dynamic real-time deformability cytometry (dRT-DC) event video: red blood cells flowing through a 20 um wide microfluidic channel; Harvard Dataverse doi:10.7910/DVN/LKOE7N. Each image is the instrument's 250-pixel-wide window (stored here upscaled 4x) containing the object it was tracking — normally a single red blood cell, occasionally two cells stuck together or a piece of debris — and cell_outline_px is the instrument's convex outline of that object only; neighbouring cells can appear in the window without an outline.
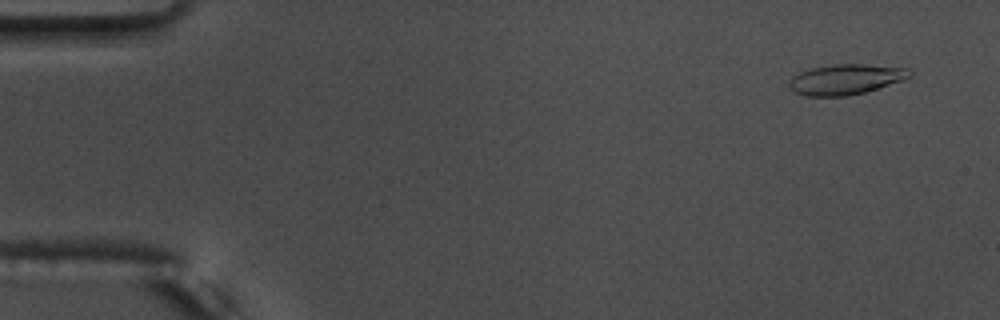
{"species": "common noctule bat (a hibernating species)", "species_latin": "Nyctalus noctula", "temperature_condition": "warm", "stored_images_in_passage": 53, "camera_frame_rate_fps": 3000, "um_per_image_px": 0.085, "animal": {"sex": "male", "body_mass_g": 17.5, "forearm_length_mm": 52.3}, "frame": {"image": 1, "passage_image": 2, "time_ms": 0.333, "image_size_px": [1000, 320], "cell_outline_px": [[912, 76], [904, 80], [868, 92], [848, 96], [804, 96], [788, 88], [788, 84], [792, 76], [808, 68], [832, 64], [864, 64], [908, 68], [912, 72]], "centroid_in_image_um": [71.89, 6.75], "position_along_channel_um": 13.1, "area_um2": 21.73}}
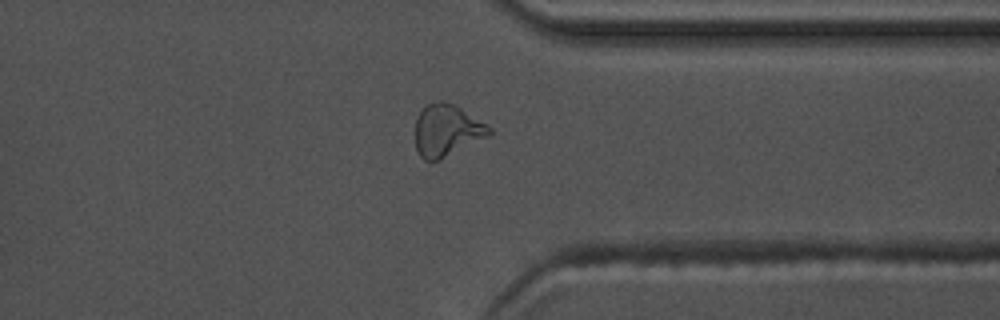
{"frame": {"image": 2, "passage_image": 41, "time_ms": 13.333, "image_size_px": [1000, 320], "cell_outline_px": [[492, 136], [436, 160], [424, 160], [420, 156], [416, 148], [416, 120], [420, 112], [428, 104], [436, 100], [444, 100], [460, 108], [488, 124], [492, 128]], "centroid_in_image_um": [38.02, 11.07], "position_along_channel_um": 373.4, "area_um2": 22.31}}
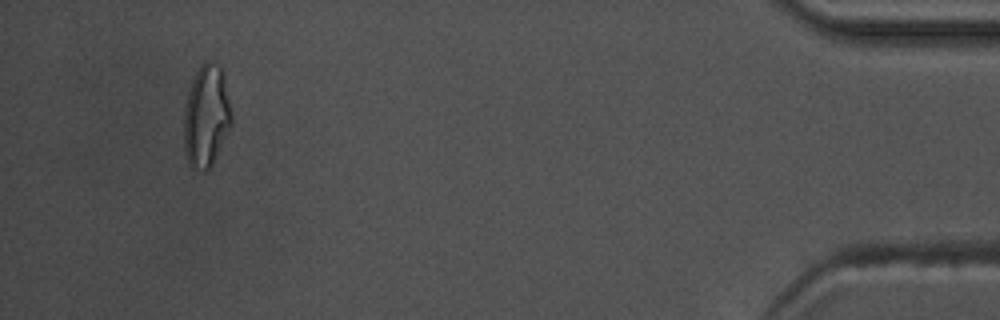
{"frame": {"image": 3, "passage_image": 50, "time_ms": 16.333, "image_size_px": [1000, 320], "cell_outline_px": [[232, 124], [208, 168], [204, 172], [192, 168], [188, 160], [184, 148], [184, 108], [188, 88], [200, 64], [204, 60], [212, 60], [224, 72], [232, 116]], "centroid_in_image_um": [17.52, 9.79], "position_along_channel_um": 417.7, "area_um2": 28.32}, "authors_computed_cell_mechanics": {"area_um2": 20.9236, "velocity_mm_per_s": 3.7559, "shape_relaxation_time_tau1_ms": null, "shape_relaxation_time_tau2_ms": 2.0113, "deformation_change_tau1": null, "deformation_change_tau2": 0.1144}}